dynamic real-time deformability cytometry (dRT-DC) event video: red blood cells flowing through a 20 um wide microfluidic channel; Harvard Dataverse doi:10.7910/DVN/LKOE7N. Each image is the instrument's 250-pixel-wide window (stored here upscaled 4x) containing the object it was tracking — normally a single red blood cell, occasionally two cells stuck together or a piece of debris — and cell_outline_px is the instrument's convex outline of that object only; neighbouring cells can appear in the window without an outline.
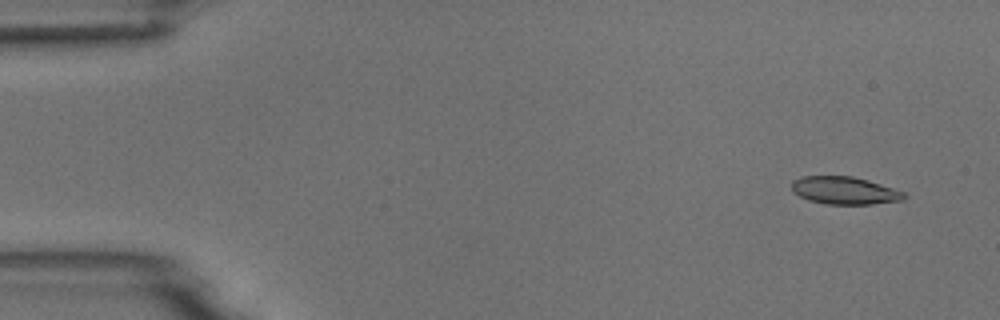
{"species": "common noctule bat (a hibernating species)", "species_latin": "Nyctalus noctula", "temperature_condition": "room temperature", "stored_images_in_passage": 6, "camera_frame_rate_fps": 3000, "um_per_image_px": 0.085, "animal": {"sex": "male", "body_mass_g": 18.8}, "frame": {"image": 1, "passage_image": 2, "time_ms": 1.0, "image_size_px": [1000, 320], "cell_outline_px": [[908, 196], [904, 200], [872, 204], [824, 204], [808, 200], [792, 192], [792, 180], [800, 176], [852, 176], [868, 180], [904, 192]], "centroid_in_image_um": [71.77, 16.19], "position_along_channel_um": 13.2, "area_um2": 18.21}}
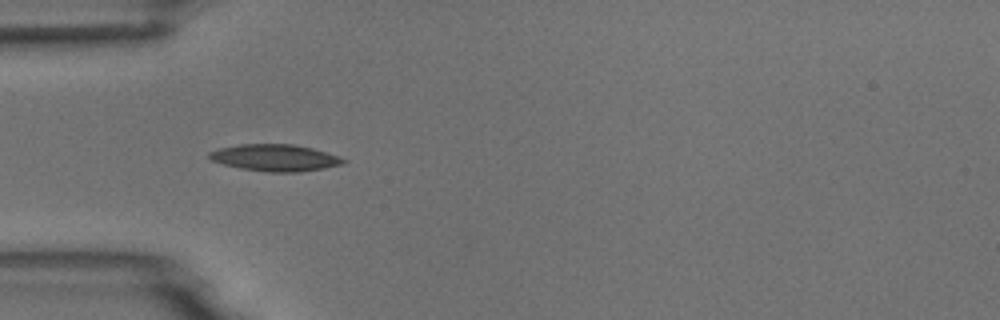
{"frame": {"image": 2, "passage_image": 5, "time_ms": 5.333, "image_size_px": [1000, 320], "cell_outline_px": [[348, 160], [344, 164], [324, 168], [300, 172], [268, 172], [240, 168], [224, 164], [212, 160], [208, 156], [208, 152], [220, 148], [240, 144], [292, 144], [312, 148]], "centroid_in_image_um": [23.37, 13.41], "position_along_channel_um": 61.6, "area_um2": 20.75}}